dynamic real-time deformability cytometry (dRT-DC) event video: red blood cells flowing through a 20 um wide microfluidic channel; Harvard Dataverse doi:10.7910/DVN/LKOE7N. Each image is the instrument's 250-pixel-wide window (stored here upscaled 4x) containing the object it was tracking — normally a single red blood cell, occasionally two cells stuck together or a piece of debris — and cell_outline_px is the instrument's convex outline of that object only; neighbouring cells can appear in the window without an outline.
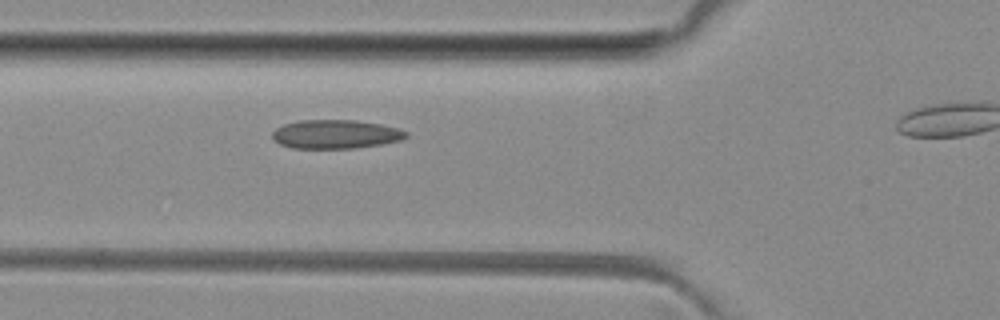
{"species": "common noctule bat (a hibernating species)", "species_latin": "Nyctalus noctula", "temperature_condition": "room temperature", "stored_images_in_passage": 3, "camera_frame_rate_fps": 3000, "um_per_image_px": 0.085, "animal": {"sex": "female", "body_mass_g": 29.2, "forearm_length_mm": 56.3}, "frame": {"image": 1, "passage_image": 2, "time_ms": 1.333, "image_size_px": [1000, 320], "cell_outline_px": [[408, 136], [400, 140], [380, 144], [352, 148], [292, 148], [280, 144], [272, 136], [272, 132], [276, 128], [284, 124], [296, 120], [356, 120], [380, 124], [400, 128], [408, 132]], "centroid_in_image_um": [28.53, 11.39], "position_along_channel_um": 97.3, "area_um2": 22.43}}